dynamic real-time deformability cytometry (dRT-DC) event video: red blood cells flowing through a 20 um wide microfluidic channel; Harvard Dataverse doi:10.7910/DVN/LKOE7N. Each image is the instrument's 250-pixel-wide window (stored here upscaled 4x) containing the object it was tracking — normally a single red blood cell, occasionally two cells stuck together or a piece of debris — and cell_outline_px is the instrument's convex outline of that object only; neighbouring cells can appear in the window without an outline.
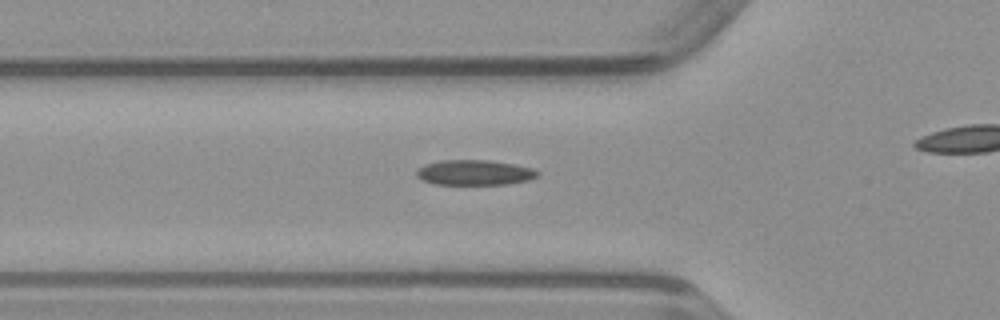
{"species": "common noctule bat (a hibernating species)", "species_latin": "Nyctalus noctula", "temperature_condition": "warm", "stored_images_in_passage": 28, "camera_frame_rate_fps": 3000, "um_per_image_px": 0.085, "animal": {"sex": "male", "body_mass_g": 23.1, "forearm_length_mm": 52.7}, "frame": {"image": 1, "passage_image": 5, "time_ms": 1.333, "image_size_px": [1000, 320], "cell_outline_px": [[540, 172], [536, 176], [528, 180], [504, 184], [436, 184], [420, 180], [416, 176], [416, 168], [424, 164], [440, 160], [492, 160], [516, 164], [532, 168]], "centroid_in_image_um": [40.28, 14.65], "position_along_channel_um": 85.5, "area_um2": 17.92}}
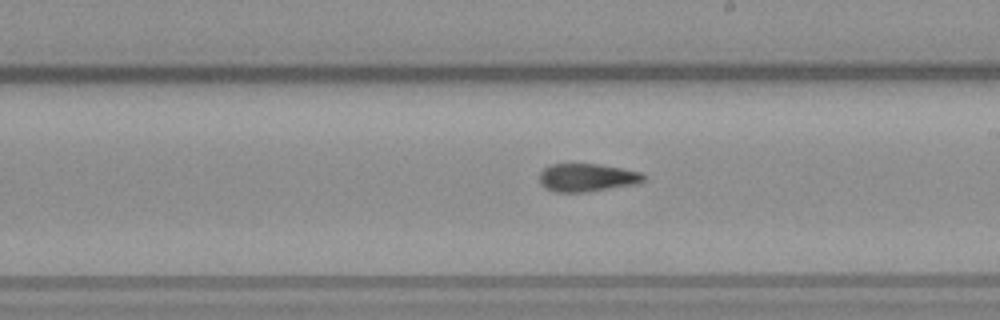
{"frame": {"image": 2, "passage_image": 16, "time_ms": 5.0, "image_size_px": [1000, 320], "cell_outline_px": [[644, 180], [636, 184], [584, 192], [556, 192], [544, 188], [540, 184], [540, 172], [548, 164], [600, 164], [640, 172], [644, 176]], "centroid_in_image_um": [49.84, 15.09], "position_along_channel_um": 239.2, "area_um2": 16.94}}
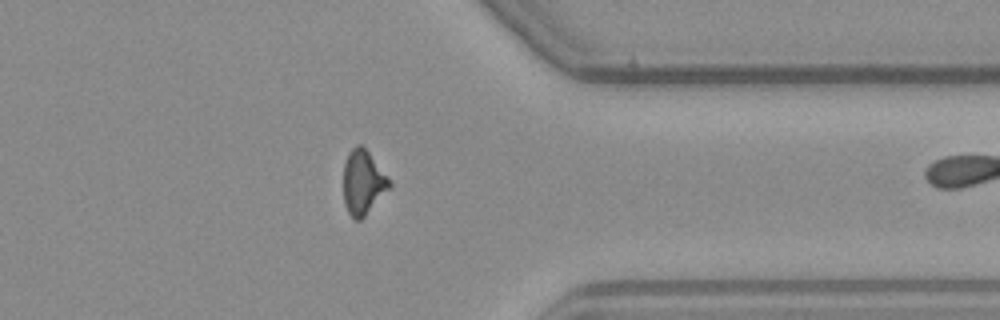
{"frame": {"image": 3, "passage_image": 27, "time_ms": 8.667, "image_size_px": [1000, 320], "cell_outline_px": [[392, 184], [364, 216], [360, 220], [356, 220], [348, 212], [344, 204], [344, 164], [348, 152], [356, 144], [360, 144], [368, 152], [392, 180]], "centroid_in_image_um": [30.85, 15.47], "position_along_channel_um": 380.5, "area_um2": 16.99}}